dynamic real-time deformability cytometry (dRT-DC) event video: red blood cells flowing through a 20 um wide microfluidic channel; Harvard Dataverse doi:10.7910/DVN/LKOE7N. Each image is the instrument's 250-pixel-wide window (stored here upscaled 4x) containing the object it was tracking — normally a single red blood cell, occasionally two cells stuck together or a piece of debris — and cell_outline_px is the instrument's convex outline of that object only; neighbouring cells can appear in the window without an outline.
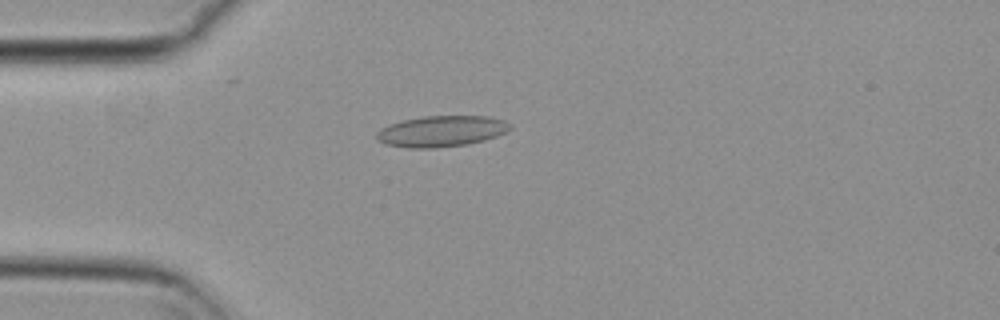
{"species": "common noctule bat (a hibernating species)", "species_latin": "Nyctalus noctula", "temperature_condition": "cold", "stored_images_in_passage": 55, "camera_frame_rate_fps": 3000, "um_per_image_px": 0.085, "animal": {"sex": "female", "body_mass_g": 29.2, "forearm_length_mm": 56.3}, "frame": {"image": 1, "passage_image": 15, "time_ms": 4.667, "image_size_px": [1000, 320], "cell_outline_px": [[512, 128], [508, 132], [484, 140], [468, 144], [436, 148], [408, 148], [384, 144], [376, 140], [376, 132], [380, 128], [388, 124], [404, 120], [424, 116], [488, 116], [504, 120]], "centroid_in_image_um": [37.49, 11.16], "position_along_channel_um": 47.5, "area_um2": 24.33}}
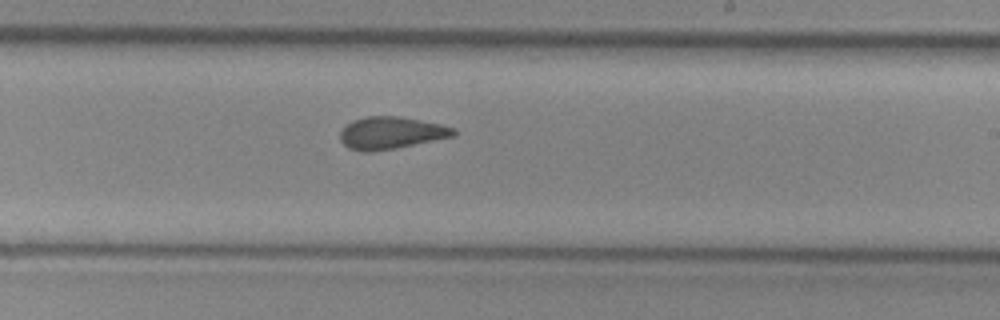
{"frame": {"image": 2, "passage_image": 33, "time_ms": 10.667, "image_size_px": [1000, 320], "cell_outline_px": [[456, 136], [396, 148], [372, 152], [364, 152], [348, 148], [340, 140], [340, 132], [352, 120], [368, 116], [400, 116], [440, 124], [456, 128]], "centroid_in_image_um": [33.26, 11.3], "position_along_channel_um": 255.7, "area_um2": 21.39}}
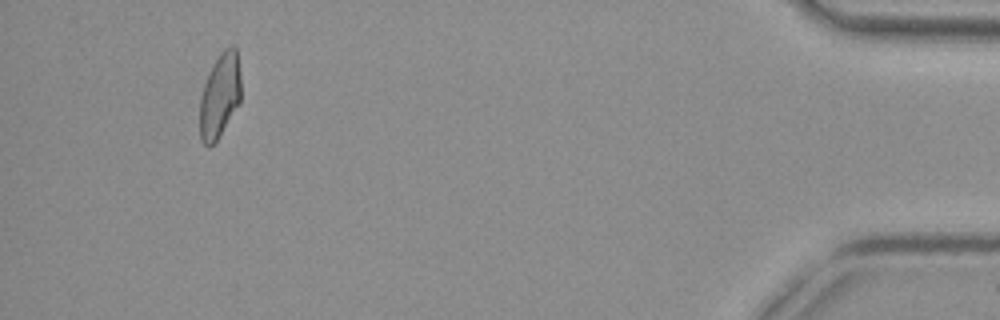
{"frame": {"image": 3, "passage_image": 52, "time_ms": 17.0, "image_size_px": [1000, 320], "cell_outline_px": [[240, 104], [216, 140], [208, 148], [200, 140], [200, 100], [204, 84], [220, 52], [224, 48], [232, 44], [236, 48], [240, 76]], "centroid_in_image_um": [18.69, 8.13], "position_along_channel_um": 416.5, "area_um2": 20.06}, "authors_computed_cell_mechanics": {"area_um2": 21.4438, "velocity_mm_per_s": 3.7237, "shape_relaxation_time_tau1_ms": null, "shape_relaxation_time_tau2_ms": 2.6092, "deformation_change_tau1": null, "deformation_change_tau2": 0.0929}}